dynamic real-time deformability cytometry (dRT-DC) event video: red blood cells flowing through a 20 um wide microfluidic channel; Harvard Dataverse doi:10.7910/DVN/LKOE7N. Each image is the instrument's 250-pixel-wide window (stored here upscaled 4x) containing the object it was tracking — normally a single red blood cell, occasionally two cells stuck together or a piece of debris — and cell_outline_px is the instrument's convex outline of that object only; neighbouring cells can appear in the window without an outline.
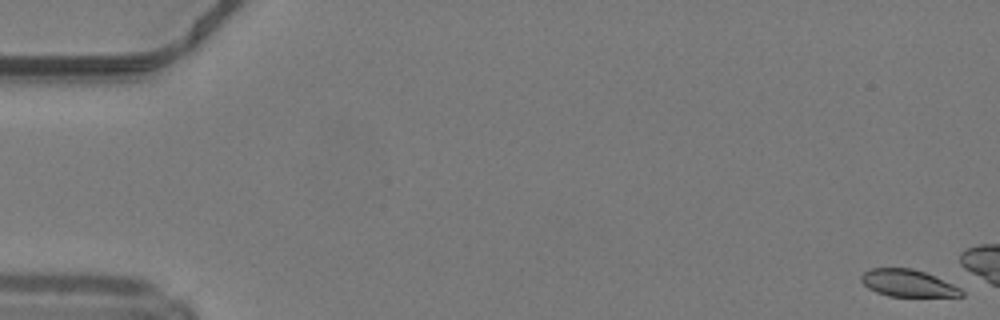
{"species": "common noctule bat (a hibernating species)", "species_latin": "Nyctalus noctula", "temperature_condition": "warm", "stored_images_in_passage": 12, "camera_frame_rate_fps": 3000, "um_per_image_px": 0.085, "animal": {"sex": "male", "body_mass_g": 19.2, "forearm_length_mm": 51.8}, "frame": {"image": 1, "passage_image": 1, "time_ms": 0.0, "image_size_px": [1000, 320], "cell_outline_px": [[964, 296], [888, 296], [876, 292], [868, 288], [860, 280], [860, 276], [864, 272], [872, 268], [912, 268], [924, 272], [952, 284], [960, 288], [964, 292]], "centroid_in_image_um": [77.14, 24.07], "position_along_channel_um": 7.9, "area_um2": 15.66}}